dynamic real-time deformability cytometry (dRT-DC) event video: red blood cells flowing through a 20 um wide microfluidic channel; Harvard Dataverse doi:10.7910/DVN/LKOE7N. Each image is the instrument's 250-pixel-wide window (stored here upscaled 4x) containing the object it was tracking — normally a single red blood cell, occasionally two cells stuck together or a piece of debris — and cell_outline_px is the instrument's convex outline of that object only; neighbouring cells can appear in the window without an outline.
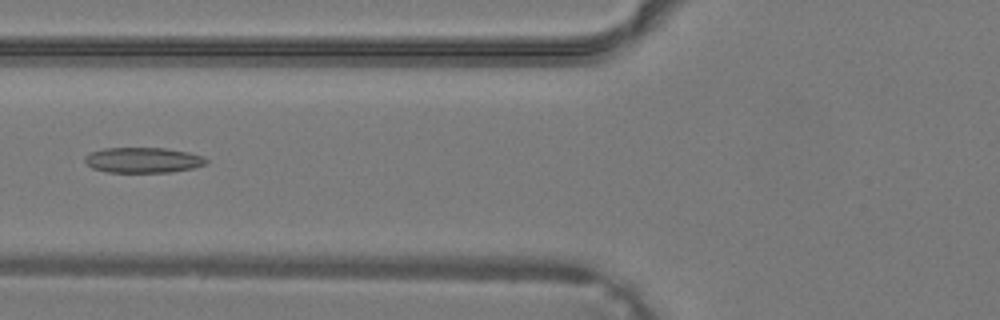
{"species": "common noctule bat (a hibernating species)", "species_latin": "Nyctalus noctula", "temperature_condition": "warm", "stored_images_in_passage": 31, "camera_frame_rate_fps": 3000, "um_per_image_px": 0.085, "animal": {"sex": "male", "body_mass_g": 19.2, "forearm_length_mm": 51.8}, "frame": {"image": 1, "passage_image": 8, "time_ms": 2.333, "image_size_px": [1000, 320], "cell_outline_px": [[208, 164], [192, 168], [172, 172], [108, 172], [92, 168], [84, 160], [84, 156], [92, 152], [104, 148], [164, 148], [188, 152], [204, 156], [208, 160]], "centroid_in_image_um": [12.19, 13.61], "position_along_channel_um": 113.6, "area_um2": 17.98}}
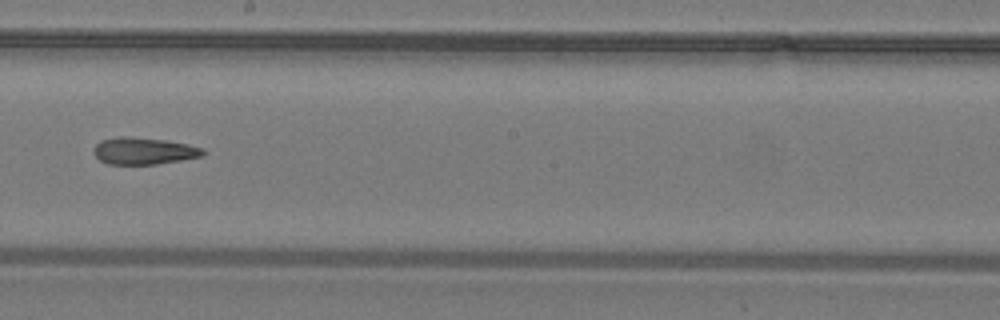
{"frame": {"image": 2, "passage_image": 15, "time_ms": 4.667, "image_size_px": [1000, 320], "cell_outline_px": [[204, 156], [156, 164], [108, 164], [100, 160], [96, 156], [96, 144], [100, 140], [120, 136], [128, 136], [168, 140], [188, 144], [204, 148]], "centroid_in_image_um": [12.26, 12.82], "position_along_channel_um": 235.9, "area_um2": 17.11}}
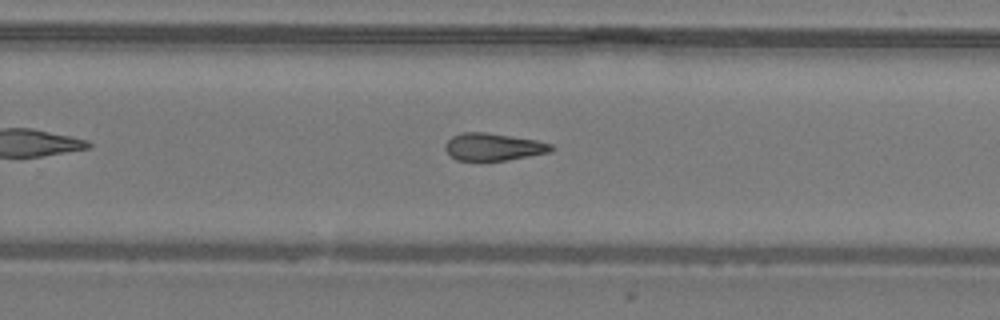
{"frame": {"image": 3, "passage_image": 18, "time_ms": 5.667, "image_size_px": [1000, 320], "cell_outline_px": [[556, 148], [552, 152], [504, 160], [456, 160], [444, 148], [444, 144], [452, 136], [460, 132], [484, 132], [512, 136], [536, 140], [552, 144]], "centroid_in_image_um": [41.95, 12.47], "position_along_channel_um": 287.9, "area_um2": 16.88}}